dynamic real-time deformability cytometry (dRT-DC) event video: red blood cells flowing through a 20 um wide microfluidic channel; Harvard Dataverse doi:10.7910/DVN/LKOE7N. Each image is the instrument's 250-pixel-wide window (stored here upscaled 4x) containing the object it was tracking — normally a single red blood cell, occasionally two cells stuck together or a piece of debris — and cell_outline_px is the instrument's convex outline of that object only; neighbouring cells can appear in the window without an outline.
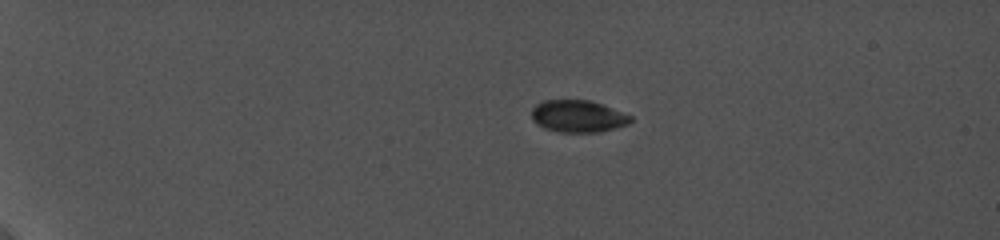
{"species": "common noctule bat (a hibernating species)", "species_latin": "Nyctalus noctula", "temperature_condition": "cold", "stored_images_in_passage": 35, "camera_frame_rate_fps": 5000, "um_per_image_px": 0.085, "animal": {"sex": "female", "body_mass_g": 19.0, "forearm_length_mm": 56.7}, "frame": {"image": 1, "passage_image": 1, "time_ms": 0.0, "image_size_px": [1000, 240], "cell_outline_px": [[632, 120], [628, 124], [600, 132], [560, 132], [544, 128], [536, 124], [532, 120], [532, 108], [536, 104], [544, 100], [588, 100], [600, 104], [632, 116]], "centroid_in_image_um": [49.09, 9.89], "position_along_channel_um": 35.9, "area_um2": 18.38}}
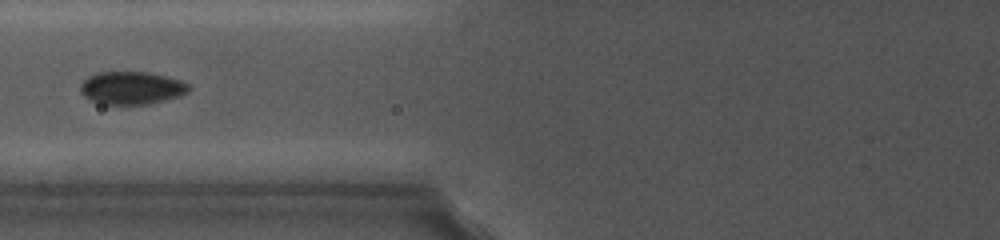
{"frame": {"image": 2, "passage_image": 14, "time_ms": 4.8, "image_size_px": [1000, 240], "cell_outline_px": [[192, 88], [188, 92], [164, 100], [148, 104], [100, 104], [88, 100], [80, 92], [80, 84], [88, 76], [96, 72], [148, 72], [168, 76], [180, 80], [188, 84]], "centroid_in_image_um": [11.15, 7.47], "position_along_channel_um": 114.7, "area_um2": 20.87}}
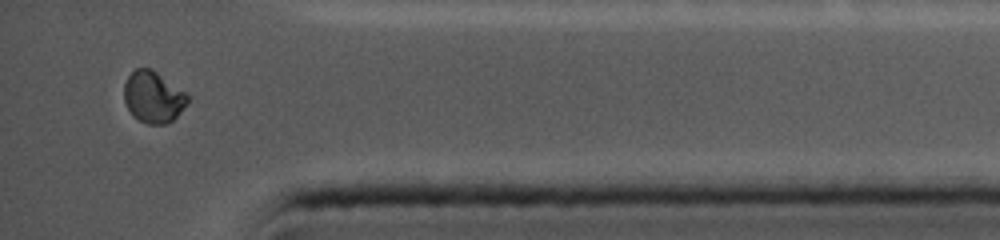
{"frame": {"image": 3, "passage_image": 35, "time_ms": 13.0, "image_size_px": [1000, 240], "cell_outline_px": [[188, 100], [180, 112], [168, 124], [148, 124], [132, 116], [124, 100], [124, 84], [128, 76], [136, 68], [152, 68], [184, 92], [188, 96]], "centroid_in_image_um": [12.99, 8.24], "position_along_channel_um": 422.2, "area_um2": 18.84}}